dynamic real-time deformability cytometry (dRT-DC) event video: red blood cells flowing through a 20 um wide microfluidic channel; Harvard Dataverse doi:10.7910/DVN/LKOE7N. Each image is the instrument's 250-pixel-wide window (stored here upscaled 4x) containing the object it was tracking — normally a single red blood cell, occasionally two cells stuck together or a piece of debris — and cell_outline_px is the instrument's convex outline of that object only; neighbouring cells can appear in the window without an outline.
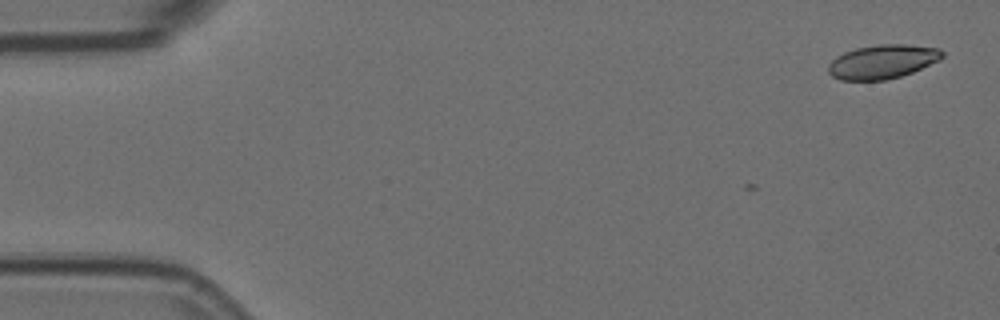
{"species": "Egyptian fruit bat (a non-hibernating species)", "species_latin": "Rousettus aegyptiacus", "temperature_condition": "room temperature", "stored_images_in_passage": 4, "camera_frame_rate_fps": 3000, "um_per_image_px": 0.085, "animal": {"sex": "female"}, "frame": {"image": 1, "passage_image": 1, "time_ms": 0.0, "image_size_px": [1000, 320], "cell_outline_px": [[944, 56], [940, 60], [912, 72], [900, 76], [884, 80], [840, 80], [832, 76], [828, 72], [828, 64], [836, 56], [844, 52], [856, 48], [880, 44], [904, 44], [940, 48], [944, 52]], "centroid_in_image_um": [75.01, 5.24], "position_along_channel_um": 10.0, "area_um2": 22.6}}
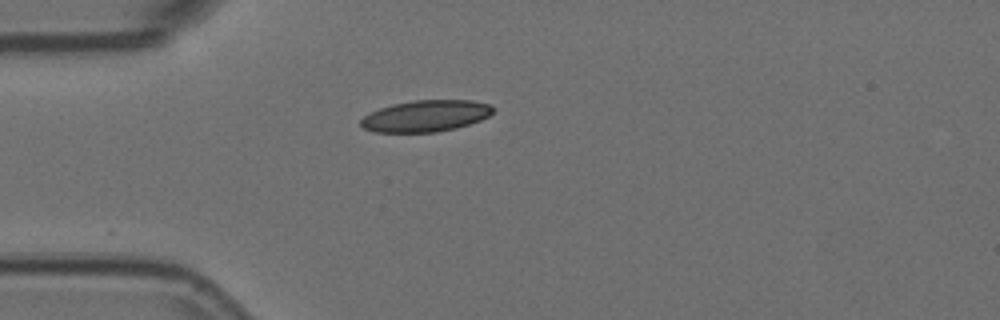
{"frame": {"image": 2, "passage_image": 4, "time_ms": 1.0, "image_size_px": [1000, 320], "cell_outline_px": [[496, 108], [488, 116], [480, 120], [456, 128], [436, 132], [376, 132], [364, 128], [360, 124], [360, 120], [364, 116], [380, 108], [392, 104], [412, 100], [472, 100], [492, 104]], "centroid_in_image_um": [36.22, 9.84], "position_along_channel_um": 48.8, "area_um2": 24.28}}